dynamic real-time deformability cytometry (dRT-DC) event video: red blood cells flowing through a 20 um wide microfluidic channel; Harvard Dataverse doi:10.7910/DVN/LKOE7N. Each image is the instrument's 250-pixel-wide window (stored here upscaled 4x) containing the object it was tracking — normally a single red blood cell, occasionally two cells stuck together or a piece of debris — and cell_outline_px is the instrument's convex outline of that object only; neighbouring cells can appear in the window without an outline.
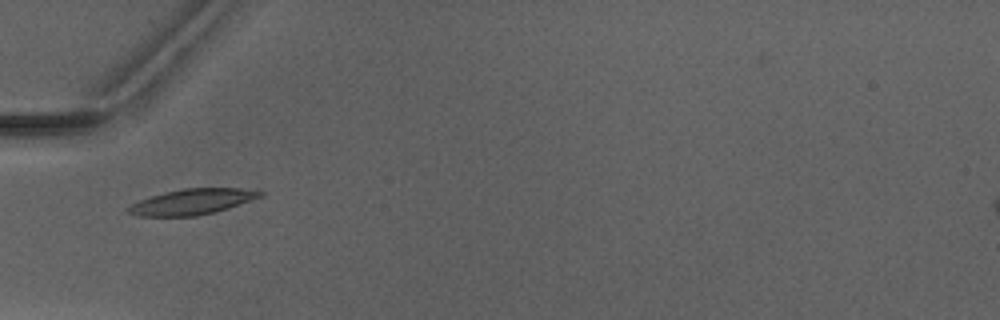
{"species": "Egyptian fruit bat (a non-hibernating species)", "species_latin": "Rousettus aegyptiacus", "temperature_condition": "warm", "stored_images_in_passage": 2, "camera_frame_rate_fps": 3000, "um_per_image_px": 0.085, "animal": {"sex": "male"}, "frame": {"image": 1, "passage_image": 2, "time_ms": 1.333, "image_size_px": [1000, 320], "cell_outline_px": [[264, 196], [228, 208], [196, 216], [140, 216], [128, 212], [124, 208], [140, 200], [164, 192], [184, 188], [240, 188], [264, 192]], "centroid_in_image_um": [16.34, 17.14], "position_along_channel_um": 68.7, "area_um2": 19.54}}